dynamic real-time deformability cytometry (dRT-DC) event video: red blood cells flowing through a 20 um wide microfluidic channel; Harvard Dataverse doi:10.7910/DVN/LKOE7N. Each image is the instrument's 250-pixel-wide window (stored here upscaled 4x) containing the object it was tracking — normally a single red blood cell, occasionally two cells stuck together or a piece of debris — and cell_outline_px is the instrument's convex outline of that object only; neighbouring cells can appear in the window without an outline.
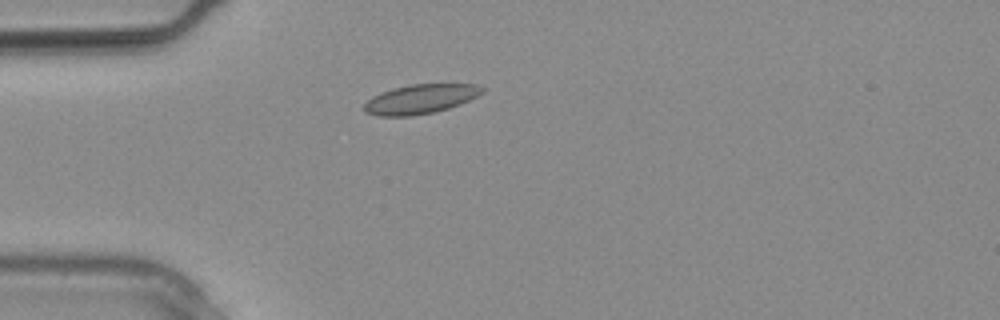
{"species": "common noctule bat (a hibernating species)", "species_latin": "Nyctalus noctula", "temperature_condition": "warm", "stored_images_in_passage": 16, "camera_frame_rate_fps": 3000, "um_per_image_px": 0.085, "animal": {"sex": "male", "body_mass_g": 20.4}, "frame": {"image": 1, "passage_image": 5, "time_ms": 1.333, "image_size_px": [1000, 320], "cell_outline_px": [[484, 92], [460, 104], [448, 108], [432, 112], [412, 116], [376, 116], [364, 112], [364, 104], [372, 96], [392, 88], [412, 84], [476, 84], [484, 88]], "centroid_in_image_um": [35.7, 8.42], "position_along_channel_um": 49.3, "area_um2": 20.11}}